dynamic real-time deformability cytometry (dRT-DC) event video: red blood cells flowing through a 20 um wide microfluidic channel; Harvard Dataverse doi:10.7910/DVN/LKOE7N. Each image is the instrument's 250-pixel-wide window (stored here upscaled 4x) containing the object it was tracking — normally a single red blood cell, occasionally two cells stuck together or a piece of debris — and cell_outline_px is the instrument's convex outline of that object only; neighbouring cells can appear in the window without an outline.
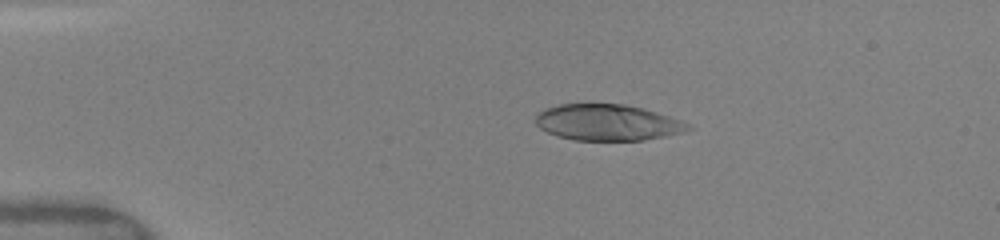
{"species": "human", "species_latin": "Homo sapiens", "temperature_condition": "warm", "stored_images_in_passage": 16, "camera_frame_rate_fps": 3000, "um_per_image_px": 0.085, "donor": {"sex": "female"}, "frame": {"image": 1, "passage_image": 1, "time_ms": 0.0, "image_size_px": [1000, 240], "cell_outline_px": [[692, 128], [684, 132], [644, 140], [572, 140], [556, 136], [540, 128], [536, 124], [536, 116], [544, 108], [560, 104], [624, 104], [644, 108], [680, 120], [688, 124]], "centroid_in_image_um": [51.62, 10.41], "position_along_channel_um": 33.4, "area_um2": 32.02}}
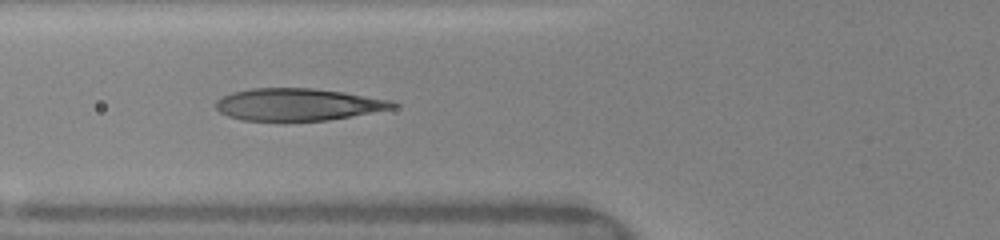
{"frame": {"image": 2, "passage_image": 15, "time_ms": 3.0, "image_size_px": [1000, 240], "cell_outline_px": [[400, 104], [396, 108], [328, 120], [240, 120], [228, 116], [220, 112], [216, 108], [216, 100], [232, 92], [252, 88], [312, 88], [344, 92], [392, 100]], "centroid_in_image_um": [25.35, 8.87], "position_along_channel_um": 100.4, "area_um2": 33.12}}